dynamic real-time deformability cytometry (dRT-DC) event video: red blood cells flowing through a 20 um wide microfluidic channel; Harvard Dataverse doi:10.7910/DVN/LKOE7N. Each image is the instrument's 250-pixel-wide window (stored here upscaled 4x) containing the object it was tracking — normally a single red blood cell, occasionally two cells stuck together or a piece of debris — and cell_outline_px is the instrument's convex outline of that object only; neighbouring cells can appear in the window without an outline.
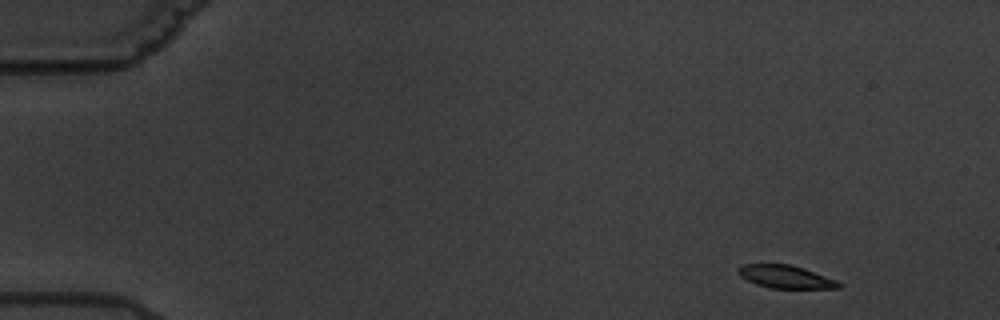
{"species": "common noctule bat (a hibernating species)", "species_latin": "Nyctalus noctula", "temperature_condition": "warm", "stored_images_in_passage": 4, "camera_frame_rate_fps": 3000, "um_per_image_px": 0.085, "animal": {"sex": "male", "body_mass_g": 19.5, "forearm_length_mm": 54.6}, "frame": {"image": 1, "passage_image": 1, "time_ms": 0.0, "image_size_px": [1000, 320], "cell_outline_px": [[844, 284], [840, 288], [772, 288], [756, 284], [740, 276], [736, 272], [736, 268], [740, 264], [788, 264], [804, 268], [836, 280]], "centroid_in_image_um": [66.75, 23.52], "position_along_channel_um": 18.2, "area_um2": 13.47}}
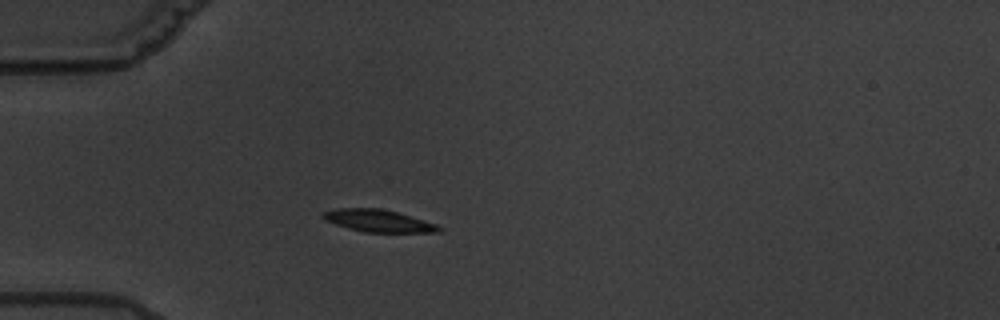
{"frame": {"image": 2, "passage_image": 4, "time_ms": 4.0, "image_size_px": [1000, 320], "cell_outline_px": [[444, 228], [440, 232], [364, 232], [348, 228], [324, 220], [320, 216], [324, 212], [336, 208], [380, 208], [396, 212], [436, 224]], "centroid_in_image_um": [32.14, 18.77], "position_along_channel_um": 52.9, "area_um2": 14.91}}